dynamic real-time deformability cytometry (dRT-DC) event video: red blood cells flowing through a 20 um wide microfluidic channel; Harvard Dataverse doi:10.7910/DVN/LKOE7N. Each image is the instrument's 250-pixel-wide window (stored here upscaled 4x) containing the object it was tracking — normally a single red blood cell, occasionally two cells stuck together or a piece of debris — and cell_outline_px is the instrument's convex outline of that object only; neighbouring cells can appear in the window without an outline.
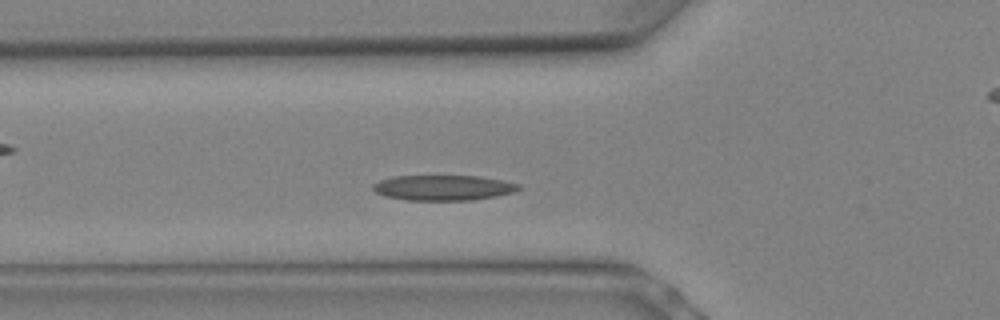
{"species": "Egyptian fruit bat (a non-hibernating species)", "species_latin": "Rousettus aegyptiacus", "temperature_condition": "warm", "stored_images_in_passage": 7, "camera_frame_rate_fps": 3000, "um_per_image_px": 0.085, "animal": {"sex": "female"}, "frame": {"image": 1, "passage_image": 4, "time_ms": 1.0, "image_size_px": [1000, 320], "cell_outline_px": [[520, 188], [512, 192], [496, 196], [472, 200], [408, 200], [384, 196], [376, 192], [372, 188], [372, 184], [380, 180], [392, 176], [480, 176], [504, 180], [520, 184]], "centroid_in_image_um": [37.67, 15.95], "position_along_channel_um": 88.1, "area_um2": 21.5}}